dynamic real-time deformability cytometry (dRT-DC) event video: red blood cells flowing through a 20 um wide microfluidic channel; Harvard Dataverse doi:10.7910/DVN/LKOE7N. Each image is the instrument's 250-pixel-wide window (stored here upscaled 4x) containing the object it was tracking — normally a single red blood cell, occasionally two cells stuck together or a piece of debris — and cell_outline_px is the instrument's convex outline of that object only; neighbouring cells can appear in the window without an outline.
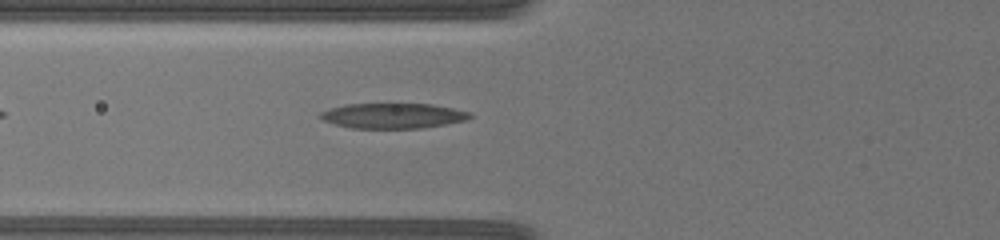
{"species": "common noctule bat (a hibernating species)", "species_latin": "Nyctalus noctula", "temperature_condition": "warm", "stored_images_in_passage": 42, "camera_frame_rate_fps": 3000, "um_per_image_px": 0.085, "animal": {"sex": "female", "body_mass_g": 19.5, "forearm_length_mm": 54.1}, "frame": {"image": 1, "passage_image": 5, "time_ms": 2.333, "image_size_px": [1000, 240], "cell_outline_px": [[472, 116], [468, 120], [424, 128], [352, 128], [332, 124], [320, 120], [316, 116], [320, 112], [328, 108], [344, 104], [432, 104], [472, 112]], "centroid_in_image_um": [33.35, 9.84], "position_along_channel_um": 92.5, "area_um2": 22.37}}
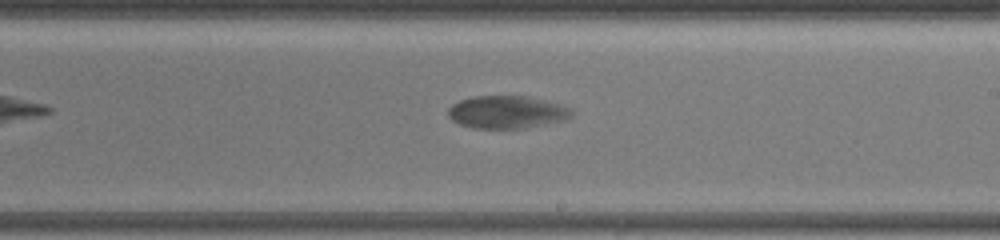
{"frame": {"image": 2, "passage_image": 24, "time_ms": 8.0, "image_size_px": [1000, 240], "cell_outline_px": [[572, 116], [568, 120], [528, 128], [472, 128], [460, 124], [452, 120], [448, 116], [448, 108], [452, 104], [460, 100], [472, 96], [528, 96], [560, 104], [572, 108]], "centroid_in_image_um": [43.12, 9.53], "position_along_channel_um": 245.9, "area_um2": 23.81}}
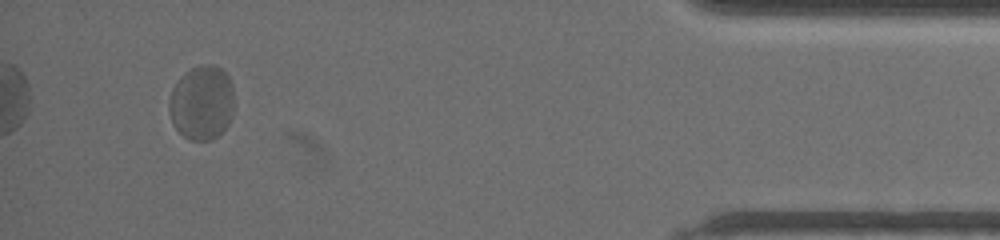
{"frame": {"image": 3, "passage_image": 39, "time_ms": 16.333, "image_size_px": [1000, 240], "cell_outline_px": [[232, 116], [228, 124], [212, 140], [192, 140], [184, 136], [176, 128], [168, 112], [168, 104], [172, 88], [176, 80], [184, 72], [200, 64], [212, 64], [220, 68], [228, 76], [232, 88]], "centroid_in_image_um": [17.12, 8.7], "position_along_channel_um": 418.1, "area_um2": 28.15}}